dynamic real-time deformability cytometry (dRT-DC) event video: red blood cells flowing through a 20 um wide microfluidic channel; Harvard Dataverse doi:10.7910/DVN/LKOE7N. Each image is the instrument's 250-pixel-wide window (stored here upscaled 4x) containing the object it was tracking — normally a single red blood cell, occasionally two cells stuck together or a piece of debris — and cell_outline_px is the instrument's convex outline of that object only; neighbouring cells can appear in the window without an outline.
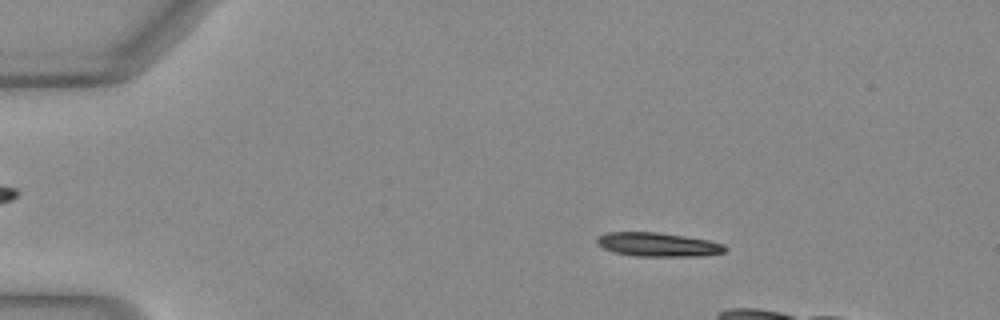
{"species": "Egyptian fruit bat (a non-hibernating species)", "species_latin": "Rousettus aegyptiacus", "temperature_condition": "warm", "stored_images_in_passage": 43, "camera_frame_rate_fps": 3000, "um_per_image_px": 0.085, "animal": {"sex": "female"}, "frame": {"image": 1, "passage_image": 10, "time_ms": 3.0, "image_size_px": [1000, 320], "cell_outline_px": [[728, 248], [724, 252], [700, 256], [636, 256], [612, 252], [596, 244], [596, 236], [608, 232], [660, 232], [708, 240], [724, 244]], "centroid_in_image_um": [55.89, 20.78], "position_along_channel_um": 29.1, "area_um2": 17.98}}
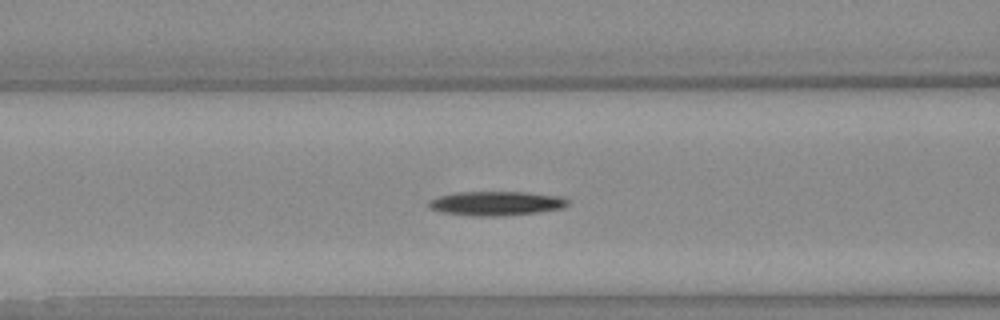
{"frame": {"image": 2, "passage_image": 22, "time_ms": 7.0, "image_size_px": [1000, 320], "cell_outline_px": [[568, 204], [560, 208], [536, 212], [496, 216], [472, 216], [440, 212], [428, 208], [428, 200], [440, 196], [456, 192], [528, 192], [556, 196], [568, 200]], "centroid_in_image_um": [42.08, 17.28], "position_along_channel_um": 124.5, "area_um2": 19.42}}
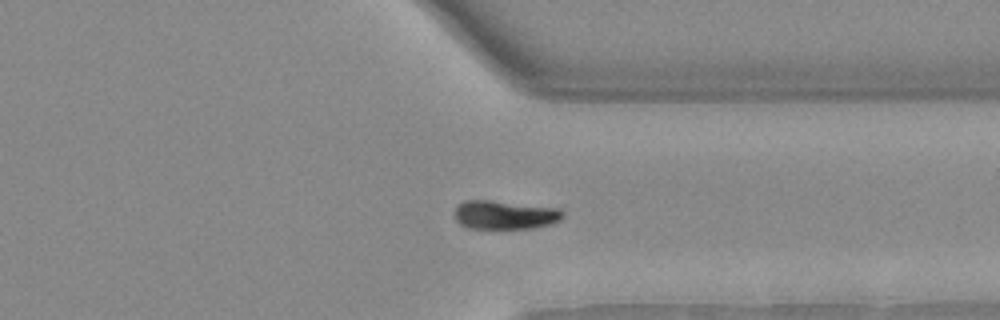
{"frame": {"image": 3, "passage_image": 40, "time_ms": 13.0, "image_size_px": [1000, 320], "cell_outline_px": [[564, 216], [560, 220], [548, 224], [532, 228], [468, 228], [460, 224], [456, 220], [456, 204], [464, 200], [488, 200], [560, 208], [564, 212]], "centroid_in_image_um": [42.9, 18.25], "position_along_channel_um": 368.5, "area_um2": 18.03}}